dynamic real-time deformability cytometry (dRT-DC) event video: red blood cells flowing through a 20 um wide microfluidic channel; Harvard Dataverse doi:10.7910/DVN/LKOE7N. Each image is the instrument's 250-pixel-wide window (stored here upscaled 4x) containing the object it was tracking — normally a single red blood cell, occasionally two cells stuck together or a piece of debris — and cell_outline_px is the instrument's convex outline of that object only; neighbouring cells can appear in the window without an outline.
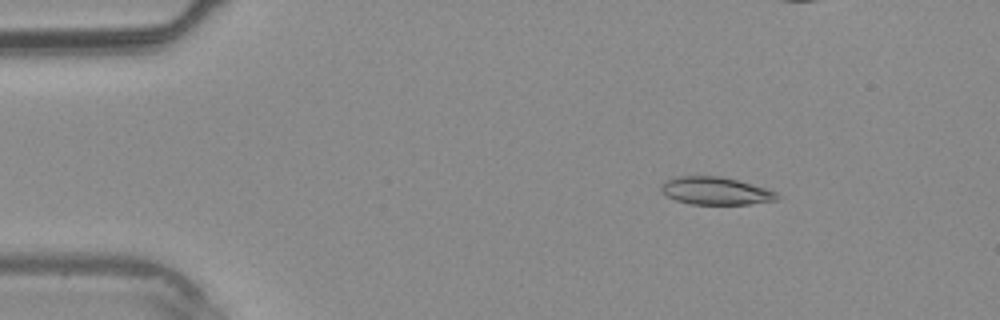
{"species": "common noctule bat (a hibernating species)", "species_latin": "Nyctalus noctula", "temperature_condition": "warm", "stored_images_in_passage": 40, "camera_frame_rate_fps": 3000, "um_per_image_px": 0.085, "animal": {"sex": "male", "body_mass_g": 20.4}, "frame": {"image": 1, "passage_image": 6, "time_ms": 1.667, "image_size_px": [1000, 320], "cell_outline_px": [[780, 196], [776, 200], [748, 204], [692, 204], [676, 200], [660, 192], [660, 184], [664, 180], [680, 176], [720, 176], [736, 180], [764, 188], [776, 192]], "centroid_in_image_um": [60.77, 16.22], "position_along_channel_um": 24.2, "area_um2": 18.55}}
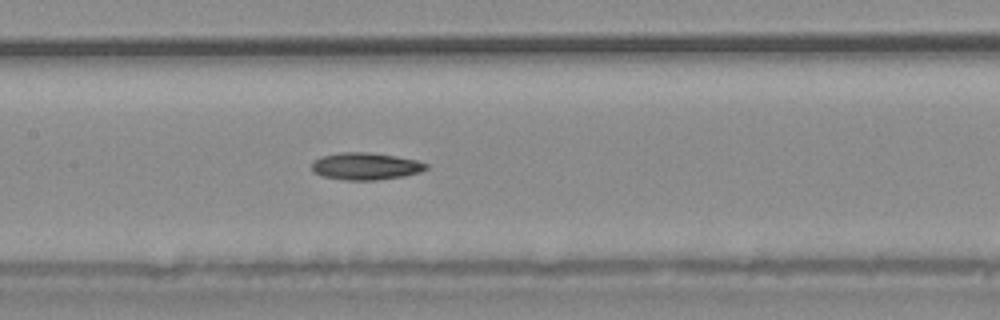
{"frame": {"image": 2, "passage_image": 19, "time_ms": 6.0, "image_size_px": [1000, 320], "cell_outline_px": [[428, 168], [420, 172], [404, 176], [376, 180], [344, 180], [320, 176], [312, 172], [312, 160], [320, 156], [340, 152], [368, 152], [396, 156], [416, 160], [428, 164]], "centroid_in_image_um": [31.03, 14.13], "position_along_channel_um": 176.4, "area_um2": 18.32}}
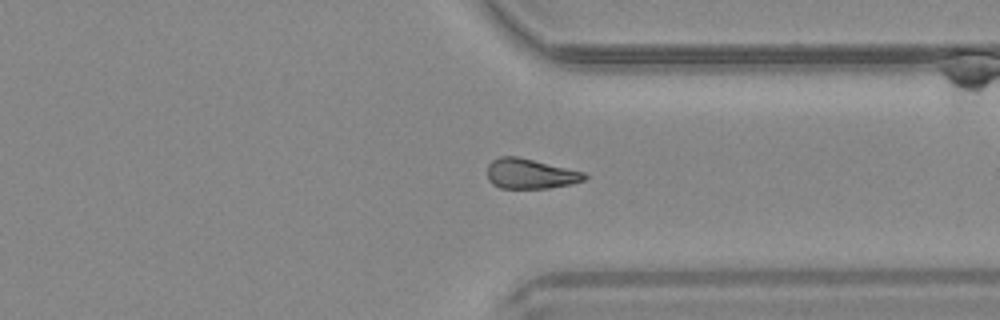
{"frame": {"image": 3, "passage_image": 30, "time_ms": 9.667, "image_size_px": [1000, 320], "cell_outline_px": [[588, 176], [584, 180], [572, 184], [548, 188], [500, 188], [492, 184], [488, 180], [488, 164], [492, 160], [500, 156], [520, 156], [584, 172]], "centroid_in_image_um": [45.07, 14.76], "position_along_channel_um": 366.3, "area_um2": 17.17}}